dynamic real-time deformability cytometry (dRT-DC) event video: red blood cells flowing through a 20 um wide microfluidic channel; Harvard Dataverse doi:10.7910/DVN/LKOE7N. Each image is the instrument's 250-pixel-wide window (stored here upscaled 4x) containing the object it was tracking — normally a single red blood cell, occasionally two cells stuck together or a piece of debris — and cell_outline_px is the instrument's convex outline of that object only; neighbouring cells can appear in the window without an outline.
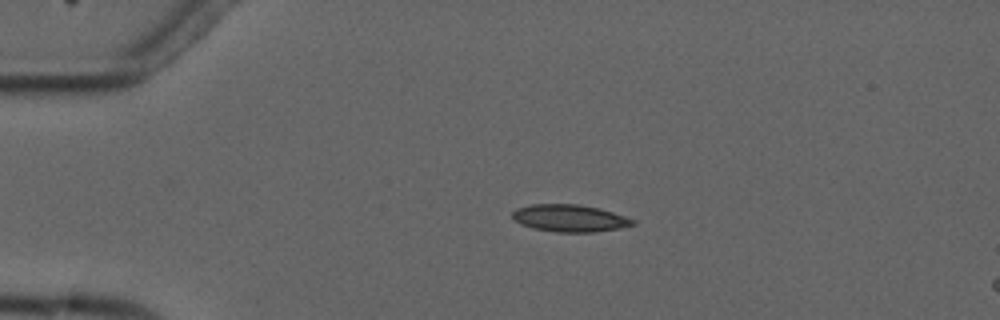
{"species": "common noctule bat (a hibernating species)", "species_latin": "Nyctalus noctula", "temperature_condition": "cold", "stored_images_in_passage": 4, "camera_frame_rate_fps": 3000, "um_per_image_px": 0.085, "animal": {"sex": "male", "forearm_length_mm": 52.5}, "frame": {"image": 1, "passage_image": 3, "time_ms": 3.333, "image_size_px": [1000, 320], "cell_outline_px": [[636, 224], [620, 228], [596, 232], [556, 232], [532, 228], [520, 224], [512, 220], [512, 212], [516, 208], [532, 204], [580, 204], [600, 208], [636, 220]], "centroid_in_image_um": [48.41, 18.54], "position_along_channel_um": 36.6, "area_um2": 19.31}}